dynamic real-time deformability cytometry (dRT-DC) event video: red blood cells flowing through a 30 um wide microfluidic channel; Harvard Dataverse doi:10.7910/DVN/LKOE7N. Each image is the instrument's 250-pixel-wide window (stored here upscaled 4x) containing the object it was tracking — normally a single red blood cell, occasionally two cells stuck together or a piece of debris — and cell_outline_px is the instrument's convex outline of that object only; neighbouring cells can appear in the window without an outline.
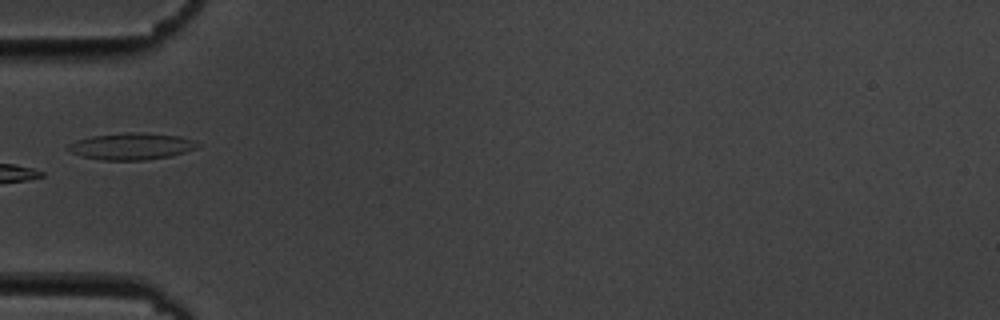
{"species": "common noctule bat (a hibernating species)", "species_latin": "Nyctalus noctula", "temperature_condition": "cold", "stored_images_in_passage": 6, "camera_frame_rate_fps": 3000, "um_per_image_px": 0.085, "animal": {"sex": "male", "body_mass_g": 19.5, "forearm_length_mm": 54.6}, "frame": {"image": 1, "passage_image": 6, "time_ms": 5.667, "image_size_px": [1000, 320], "cell_outline_px": [[200, 144], [196, 148], [184, 152], [168, 156], [144, 160], [100, 160], [68, 152], [64, 148], [68, 144], [76, 140], [92, 136], [124, 132], [140, 132], [180, 136], [192, 140]], "centroid_in_image_um": [11.11, 12.43], "position_along_channel_um": 73.9, "area_um2": 20.17}}